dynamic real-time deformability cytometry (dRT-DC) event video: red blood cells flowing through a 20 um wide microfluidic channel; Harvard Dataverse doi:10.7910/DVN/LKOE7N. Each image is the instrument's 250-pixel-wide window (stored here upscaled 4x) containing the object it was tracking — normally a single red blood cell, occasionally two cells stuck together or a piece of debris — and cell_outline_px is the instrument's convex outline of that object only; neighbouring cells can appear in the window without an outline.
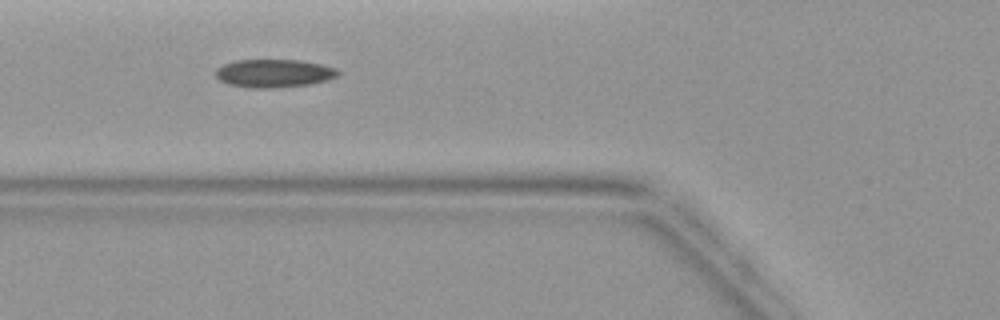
{"species": "common noctule bat (a hibernating species)", "species_latin": "Nyctalus noctula", "temperature_condition": "warm", "stored_images_in_passage": 4, "camera_frame_rate_fps": 3000, "um_per_image_px": 0.085, "animal": {"sex": "female", "body_mass_g": 19.9}, "frame": {"image": 1, "passage_image": 4, "time_ms": 3.667, "image_size_px": [1000, 320], "cell_outline_px": [[340, 76], [328, 80], [312, 84], [272, 88], [252, 88], [228, 84], [220, 80], [216, 76], [216, 68], [224, 64], [236, 60], [300, 60], [320, 64], [336, 68], [340, 72]], "centroid_in_image_um": [23.32, 6.23], "position_along_channel_um": 102.5, "area_um2": 20.17}}